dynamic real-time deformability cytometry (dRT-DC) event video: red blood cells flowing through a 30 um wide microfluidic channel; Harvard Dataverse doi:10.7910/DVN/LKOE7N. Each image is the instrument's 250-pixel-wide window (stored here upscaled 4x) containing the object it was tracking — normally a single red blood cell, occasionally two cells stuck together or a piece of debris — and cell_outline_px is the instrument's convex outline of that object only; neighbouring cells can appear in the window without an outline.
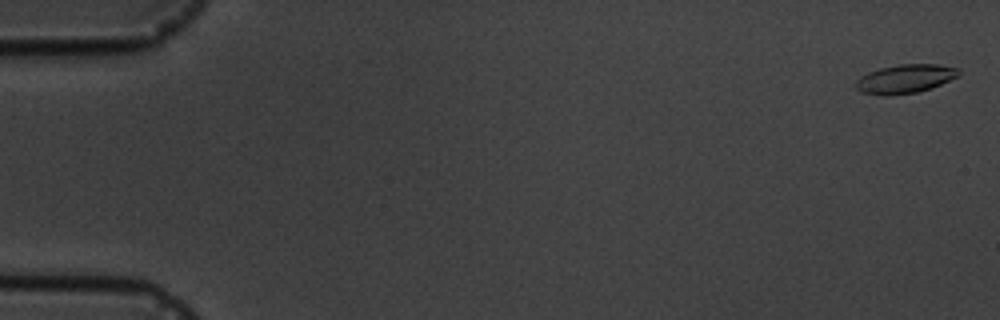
{"species": "common noctule bat (a hibernating species)", "species_latin": "Nyctalus noctula", "temperature_condition": "cold", "stored_images_in_passage": 5, "segment_of_instrument_passage": [2, 2], "camera_frame_rate_fps": 3000, "um_per_image_px": 0.085, "animal": {"sex": "male", "body_mass_g": 19.5, "forearm_length_mm": 54.6}, "frame": {"image": 1, "passage_image": 5, "time_ms": 5.333, "image_size_px": [1000, 320], "cell_outline_px": [[960, 76], [932, 88], [916, 92], [888, 96], [884, 96], [860, 92], [856, 88], [856, 80], [860, 76], [868, 72], [880, 68], [900, 64], [936, 64], [960, 68]], "centroid_in_image_um": [76.95, 6.7], "position_along_channel_um": 8.0, "area_um2": 17.46}}